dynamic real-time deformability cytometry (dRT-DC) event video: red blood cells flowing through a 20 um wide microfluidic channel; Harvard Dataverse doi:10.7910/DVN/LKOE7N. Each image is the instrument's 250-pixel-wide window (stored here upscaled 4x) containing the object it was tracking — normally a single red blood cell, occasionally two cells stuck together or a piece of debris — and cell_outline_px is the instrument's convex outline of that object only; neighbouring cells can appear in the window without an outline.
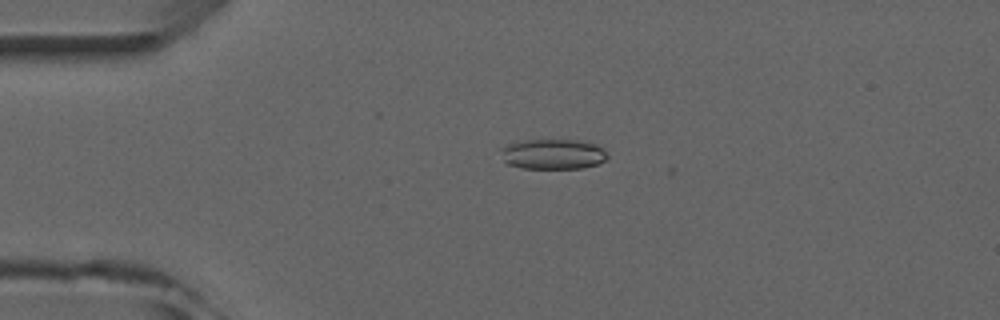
{"species": "common noctule bat (a hibernating species)", "species_latin": "Nyctalus noctula", "temperature_condition": "room temperature", "stored_images_in_passage": 6, "camera_frame_rate_fps": 3000, "um_per_image_px": 0.085, "animal": {"sex": "male", "forearm_length_mm": 52.5}, "frame": {"image": 1, "passage_image": 4, "time_ms": 3.333, "image_size_px": [1000, 320], "cell_outline_px": [[608, 156], [604, 160], [596, 164], [580, 168], [524, 168], [508, 164], [504, 160], [500, 148], [508, 144], [524, 140], [588, 140], [596, 144]], "centroid_in_image_um": [46.99, 13.08], "position_along_channel_um": 38.0, "area_um2": 18.61}}
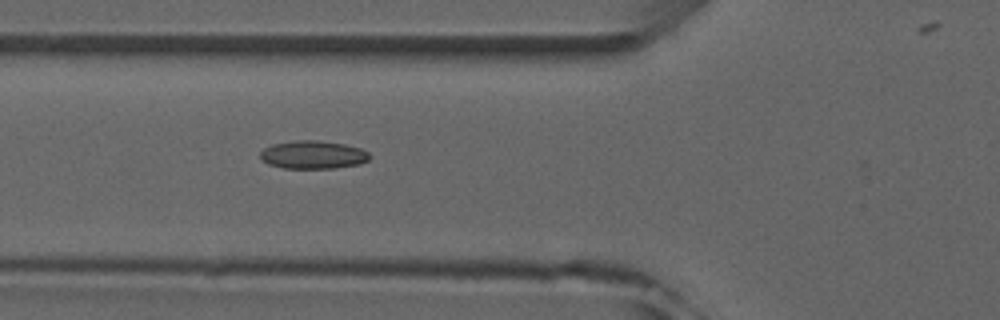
{"frame": {"image": 2, "passage_image": 6, "time_ms": 5.667, "image_size_px": [1000, 320], "cell_outline_px": [[368, 160], [360, 164], [336, 168], [284, 168], [268, 164], [260, 160], [260, 152], [264, 148], [272, 144], [296, 140], [316, 140], [344, 144], [360, 148], [368, 152]], "centroid_in_image_um": [26.57, 13.16], "position_along_channel_um": 99.2, "area_um2": 17.92}}